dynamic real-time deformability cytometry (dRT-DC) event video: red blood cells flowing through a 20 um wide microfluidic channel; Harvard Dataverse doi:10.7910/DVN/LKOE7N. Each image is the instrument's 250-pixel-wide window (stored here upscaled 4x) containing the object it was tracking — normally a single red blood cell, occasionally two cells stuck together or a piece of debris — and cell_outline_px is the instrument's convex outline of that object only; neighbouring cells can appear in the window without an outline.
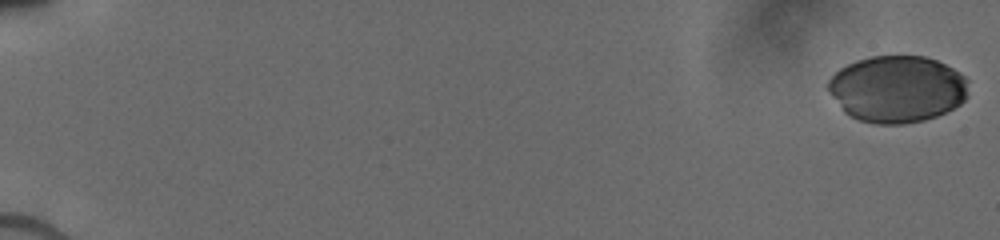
{"species": "human", "species_latin": "Homo sapiens", "temperature_condition": "cold", "stored_images_in_passage": 60, "camera_frame_rate_fps": 3000, "um_per_image_px": 0.085, "donor": {"sex": "male"}, "frame": {"image": 1, "passage_image": 1, "time_ms": 0.0, "image_size_px": [1000, 240], "cell_outline_px": [[968, 96], [960, 104], [936, 116], [924, 120], [904, 124], [876, 124], [860, 120], [848, 116], [844, 112], [828, 88], [828, 80], [840, 68], [856, 60], [872, 56], [924, 56], [936, 60], [952, 68], [964, 76], [968, 80]], "centroid_in_image_um": [76.27, 7.57], "position_along_channel_um": 8.7, "area_um2": 54.51}}
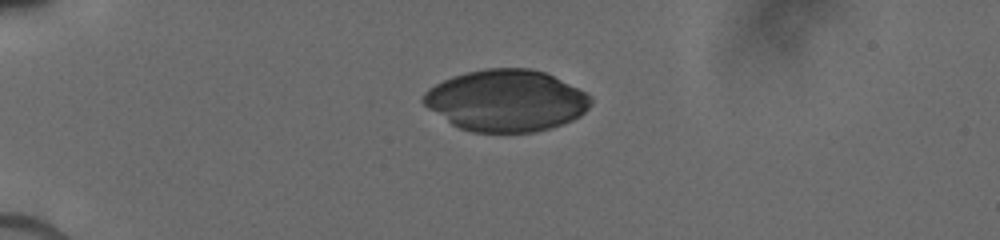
{"frame": {"image": 2, "passage_image": 26, "time_ms": 4.667, "image_size_px": [1000, 240], "cell_outline_px": [[592, 104], [580, 116], [564, 124], [536, 132], [472, 132], [460, 128], [452, 124], [428, 108], [420, 100], [420, 96], [428, 88], [452, 76], [468, 72], [488, 68], [528, 68], [544, 72], [592, 96]], "centroid_in_image_um": [43.0, 8.56], "position_along_channel_um": 42.0, "area_um2": 59.94}}
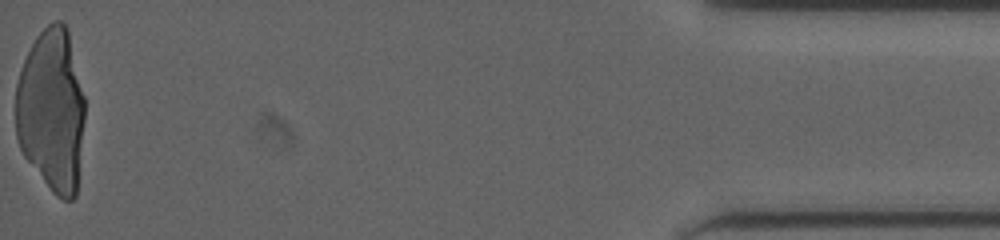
{"frame": {"image": 3, "passage_image": 60, "time_ms": 17.333, "image_size_px": [1000, 240], "cell_outline_px": [[84, 120], [76, 196], [72, 200], [64, 200], [56, 196], [52, 192], [24, 156], [20, 148], [16, 136], [16, 84], [20, 68], [36, 36], [48, 24], [56, 20], [60, 20], [64, 24], [68, 32], [84, 96]], "centroid_in_image_um": [4.37, 9.39], "position_along_channel_um": 430.8, "area_um2": 65.66}}